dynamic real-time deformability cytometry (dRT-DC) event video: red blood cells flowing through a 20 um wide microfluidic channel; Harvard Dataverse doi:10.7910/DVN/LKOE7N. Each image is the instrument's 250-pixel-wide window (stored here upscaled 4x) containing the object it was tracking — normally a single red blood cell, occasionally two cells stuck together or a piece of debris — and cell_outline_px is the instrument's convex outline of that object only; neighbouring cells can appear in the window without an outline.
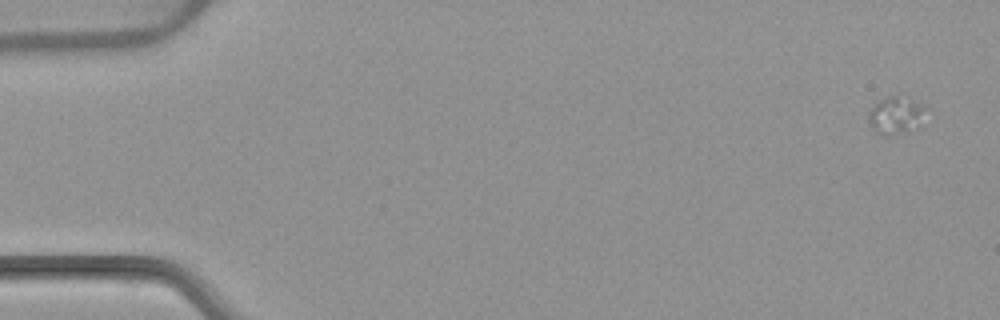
{"species": "common noctule bat (a hibernating species)", "species_latin": "Nyctalus noctula", "temperature_condition": "warm", "stored_images_in_passage": 4, "camera_frame_rate_fps": 3000, "um_per_image_px": 0.085, "animal": {"sex": "female", "body_mass_g": 22.7, "forearm_length_mm": 54.2}, "frame": {"image": 1, "passage_image": 1, "time_ms": 0.0, "image_size_px": [1000, 320], "cell_outline_px": [[932, 108], [920, 128], [904, 132], [876, 132], [868, 124], [868, 112], [880, 100], [896, 92]], "centroid_in_image_um": [76.29, 9.72], "position_along_channel_um": 8.7, "area_um2": 13.06}}